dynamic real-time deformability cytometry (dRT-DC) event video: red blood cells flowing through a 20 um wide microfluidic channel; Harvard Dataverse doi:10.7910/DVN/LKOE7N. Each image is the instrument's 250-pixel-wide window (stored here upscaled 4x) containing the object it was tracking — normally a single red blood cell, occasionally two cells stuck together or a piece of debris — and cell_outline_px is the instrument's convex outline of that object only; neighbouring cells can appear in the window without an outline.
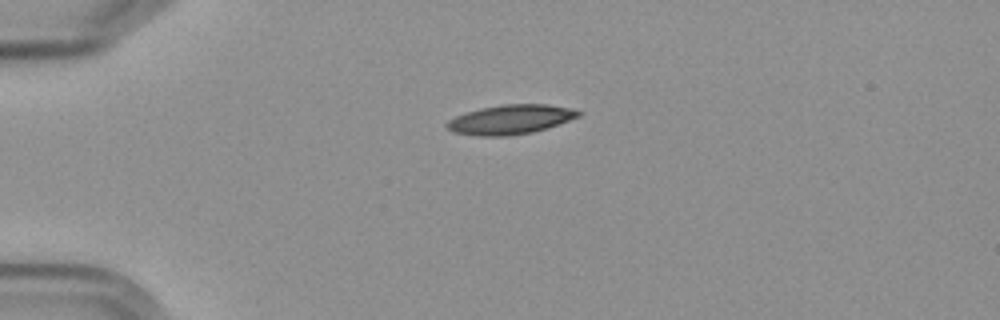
{"species": "Egyptian fruit bat (a non-hibernating species)", "species_latin": "Rousettus aegyptiacus", "temperature_condition": "cold", "stored_images_in_passage": 44, "camera_frame_rate_fps": 3000, "um_per_image_px": 0.085, "frame": {"image": 1, "passage_image": 1, "time_ms": 0.0, "image_size_px": [1000, 320], "cell_outline_px": [[580, 116], [548, 128], [532, 132], [508, 136], [480, 136], [452, 132], [444, 124], [448, 120], [464, 112], [480, 108], [504, 104], [548, 104], [568, 108], [580, 112]], "centroid_in_image_um": [43.35, 10.16], "position_along_channel_um": 41.7, "area_um2": 22.54}}
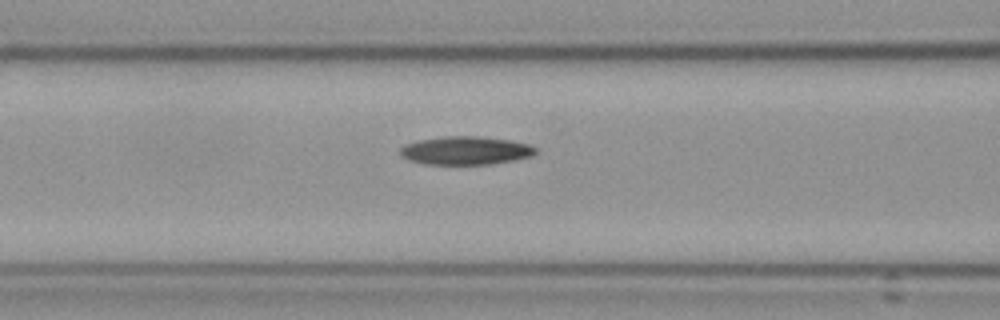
{"frame": {"image": 2, "passage_image": 11, "time_ms": 3.333, "image_size_px": [1000, 320], "cell_outline_px": [[536, 152], [532, 156], [512, 160], [488, 164], [424, 164], [408, 160], [400, 156], [400, 148], [404, 144], [420, 140], [444, 136], [480, 136], [512, 140], [528, 144], [536, 148]], "centroid_in_image_um": [39.55, 12.79], "position_along_channel_um": 127.1, "area_um2": 22.37}}
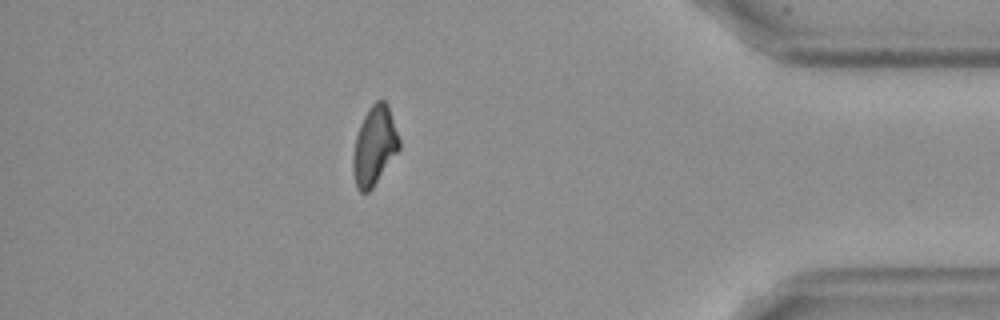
{"frame": {"image": 3, "passage_image": 37, "time_ms": 12.0, "image_size_px": [1000, 320], "cell_outline_px": [[400, 148], [372, 188], [368, 192], [360, 192], [356, 188], [352, 172], [352, 160], [356, 136], [360, 124], [368, 108], [376, 100], [384, 100], [388, 104], [400, 140]], "centroid_in_image_um": [31.81, 12.39], "position_along_channel_um": 403.4, "area_um2": 21.21}}